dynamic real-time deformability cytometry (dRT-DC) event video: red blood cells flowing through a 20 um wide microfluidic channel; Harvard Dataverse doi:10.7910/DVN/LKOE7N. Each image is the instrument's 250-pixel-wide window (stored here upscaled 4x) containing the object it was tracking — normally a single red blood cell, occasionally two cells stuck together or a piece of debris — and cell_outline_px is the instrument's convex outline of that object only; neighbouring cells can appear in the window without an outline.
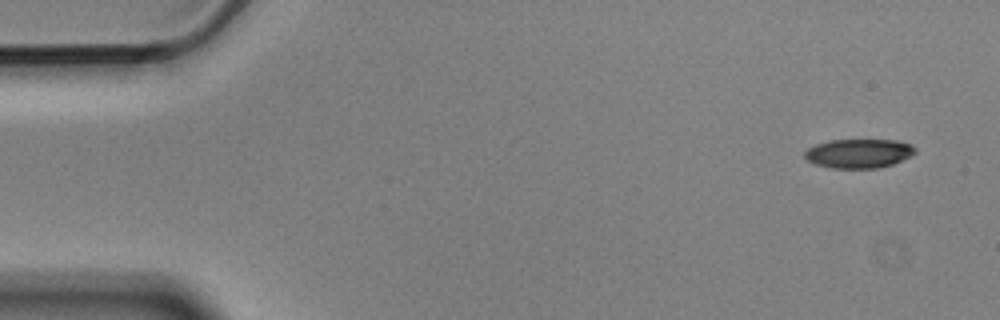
{"species": "Egyptian fruit bat (a non-hibernating species)", "species_latin": "Rousettus aegyptiacus", "temperature_condition": "cold", "stored_images_in_passage": 5, "camera_frame_rate_fps": 3000, "um_per_image_px": 0.085, "animal": {"sex": "male"}, "frame": {"image": 1, "passage_image": 1, "time_ms": 0.0, "image_size_px": [1000, 320], "cell_outline_px": [[916, 152], [912, 156], [892, 164], [880, 168], [832, 168], [816, 164], [808, 160], [804, 156], [804, 152], [808, 148], [816, 144], [832, 140], [896, 140], [912, 144], [916, 148]], "centroid_in_image_um": [73.03, 13.04], "position_along_channel_um": 12.0, "area_um2": 18.79}}
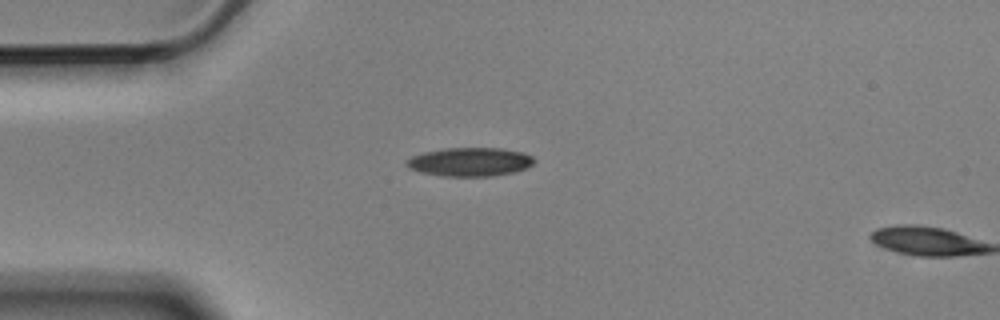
{"frame": {"image": 2, "passage_image": 4, "time_ms": 1.0, "image_size_px": [1000, 320], "cell_outline_px": [[536, 160], [532, 164], [516, 172], [492, 176], [444, 176], [420, 172], [408, 168], [404, 164], [404, 160], [412, 156], [424, 152], [448, 148], [500, 148], [524, 152], [532, 156]], "centroid_in_image_um": [39.93, 13.76], "position_along_channel_um": 45.1, "area_um2": 21.44}}